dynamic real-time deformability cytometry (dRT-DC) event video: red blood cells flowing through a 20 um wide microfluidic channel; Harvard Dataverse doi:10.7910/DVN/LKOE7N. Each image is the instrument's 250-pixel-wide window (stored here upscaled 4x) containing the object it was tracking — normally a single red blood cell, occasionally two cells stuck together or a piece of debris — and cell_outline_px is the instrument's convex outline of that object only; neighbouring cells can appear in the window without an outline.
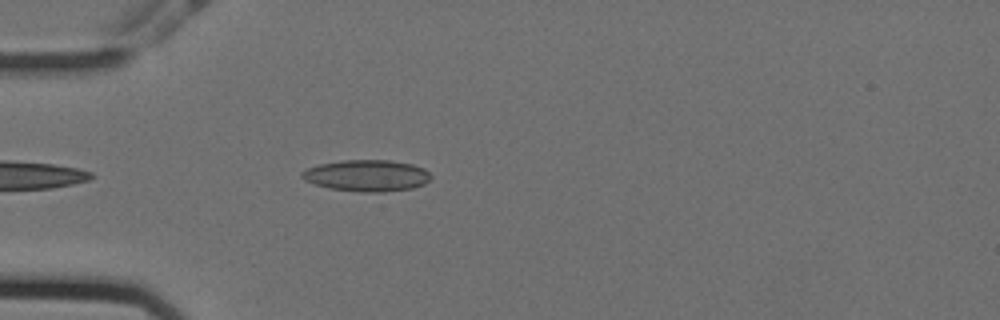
{"species": "Egyptian fruit bat (a non-hibernating species)", "species_latin": "Rousettus aegyptiacus", "temperature_condition": "cold", "stored_images_in_passage": 44, "camera_frame_rate_fps": 3000, "um_per_image_px": 0.085, "animal": {"sex": "female"}, "frame": {"image": 1, "passage_image": 4, "time_ms": 1.0, "image_size_px": [1000, 320], "cell_outline_px": [[432, 176], [424, 184], [412, 188], [384, 192], [360, 192], [328, 188], [304, 180], [300, 176], [300, 172], [308, 168], [320, 164], [340, 160], [388, 160], [412, 164], [424, 168]], "centroid_in_image_um": [31.17, 14.92], "position_along_channel_um": 53.8, "area_um2": 23.7}}
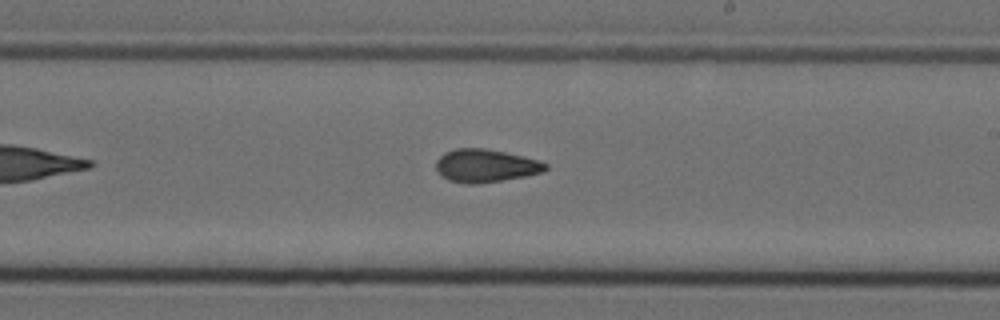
{"frame": {"image": 2, "passage_image": 21, "time_ms": 6.667, "image_size_px": [1000, 320], "cell_outline_px": [[548, 168], [544, 172], [524, 176], [476, 184], [464, 184], [448, 180], [440, 176], [436, 168], [436, 160], [444, 152], [456, 148], [484, 148], [524, 156], [548, 164]], "centroid_in_image_um": [41.24, 14.09], "position_along_channel_um": 247.8, "area_um2": 21.1}}
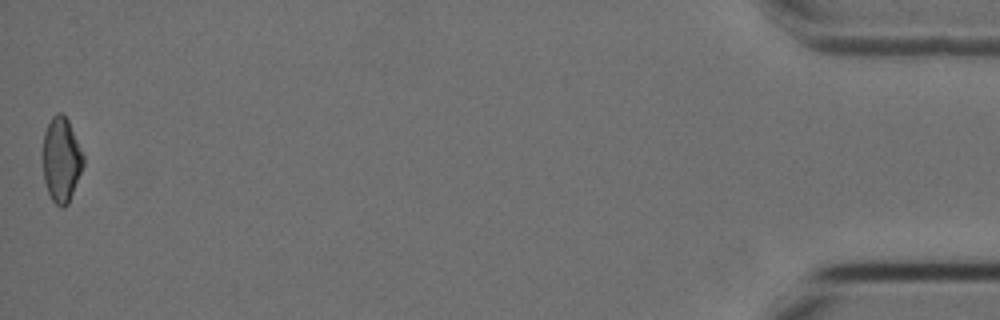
{"frame": {"image": 3, "passage_image": 44, "time_ms": 14.333, "image_size_px": [1000, 320], "cell_outline_px": [[84, 164], [68, 204], [64, 208], [60, 208], [52, 200], [48, 192], [44, 180], [40, 156], [40, 152], [44, 132], [52, 116], [56, 112], [60, 112], [68, 120], [84, 156]], "centroid_in_image_um": [5.16, 13.57], "position_along_channel_um": 430.0, "area_um2": 20.46}, "authors_computed_cell_mechanics": {"area_um2": 20.8369, "velocity_mm_per_s": 3.5653, "shape_relaxation_time_tau1_ms": null, "shape_relaxation_time_tau2_ms": 3.3825, "deformation_change_tau1": null, "deformation_change_tau2": 0.1039}}